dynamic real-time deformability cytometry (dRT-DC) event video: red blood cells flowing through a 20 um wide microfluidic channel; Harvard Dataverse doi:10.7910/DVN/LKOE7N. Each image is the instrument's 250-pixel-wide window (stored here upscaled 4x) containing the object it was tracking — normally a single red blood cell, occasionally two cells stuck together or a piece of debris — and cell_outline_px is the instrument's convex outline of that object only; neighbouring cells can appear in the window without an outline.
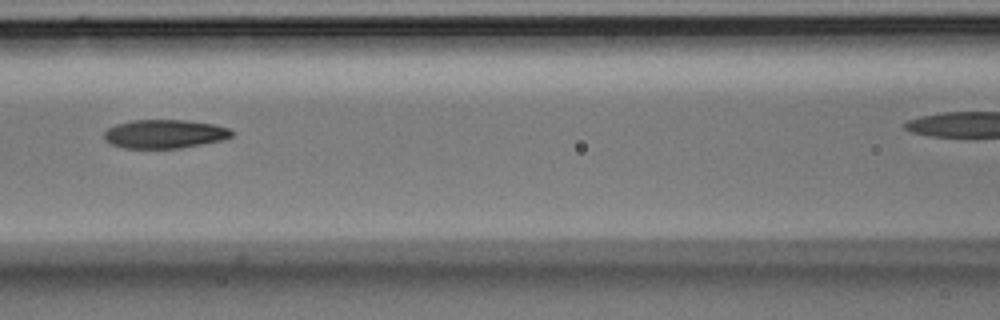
{"species": "Egyptian fruit bat (a non-hibernating species)", "species_latin": "Rousettus aegyptiacus", "temperature_condition": "room temperature", "stored_images_in_passage": 5, "camera_frame_rate_fps": 3000, "um_per_image_px": 0.085, "animal": {"sex": "male"}, "frame": {"image": 1, "passage_image": 3, "time_ms": 0.667, "image_size_px": [1000, 320], "cell_outline_px": [[232, 136], [220, 140], [180, 148], [124, 148], [112, 144], [104, 140], [104, 132], [108, 128], [116, 124], [132, 120], [184, 120], [216, 124], [228, 128], [232, 132]], "centroid_in_image_um": [13.96, 11.38], "position_along_channel_um": 152.6, "area_um2": 21.21}}